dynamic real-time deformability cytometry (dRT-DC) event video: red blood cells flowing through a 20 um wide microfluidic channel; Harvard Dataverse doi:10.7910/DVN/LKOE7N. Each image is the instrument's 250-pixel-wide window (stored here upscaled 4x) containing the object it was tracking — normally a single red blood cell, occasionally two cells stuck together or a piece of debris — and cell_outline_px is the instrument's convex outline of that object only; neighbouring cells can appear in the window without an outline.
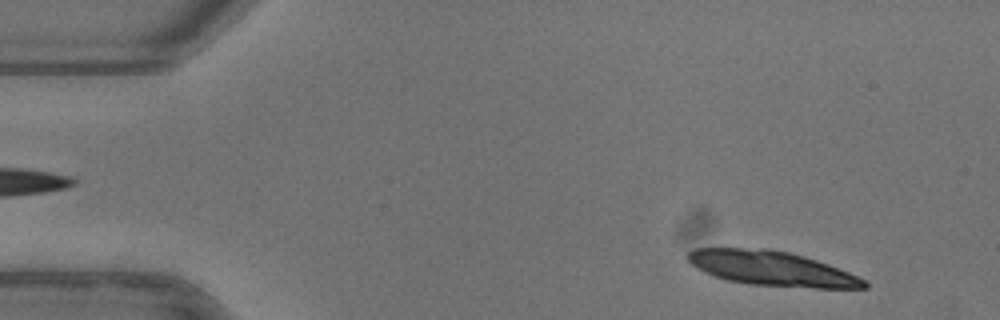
{"species": "common noctule bat (a hibernating species)", "species_latin": "Nyctalus noctula", "temperature_condition": "warm", "stored_images_in_passage": 50, "camera_frame_rate_fps": 3000, "um_per_image_px": 0.085, "animal": {"sex": "female"}, "frame": {"image": 1, "passage_image": 3, "time_ms": 0.667, "image_size_px": [1000, 320], "cell_outline_px": [[868, 288], [812, 288], [748, 284], [728, 280], [704, 272], [696, 268], [688, 260], [688, 252], [696, 248], [768, 248], [788, 252], [804, 256], [828, 264], [848, 272], [864, 280], [868, 284]], "centroid_in_image_um": [65.59, 22.82], "position_along_channel_um": 19.4, "area_um2": 35.43}}
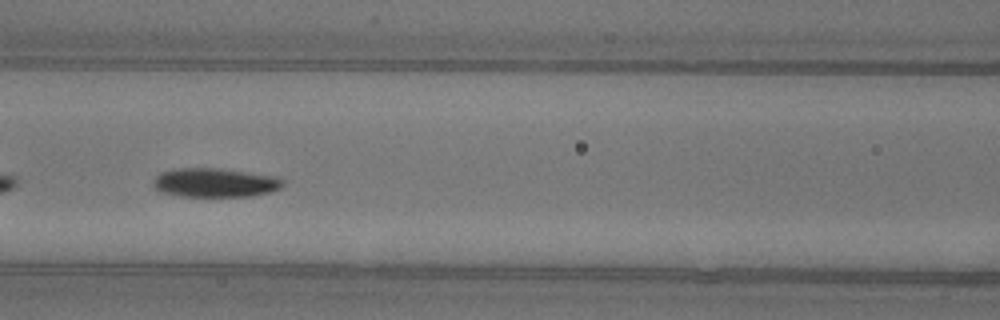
{"frame": {"image": 2, "passage_image": 21, "time_ms": 6.667, "image_size_px": [1000, 320], "cell_outline_px": [[284, 184], [280, 188], [272, 192], [252, 196], [180, 196], [164, 192], [156, 188], [152, 184], [152, 180], [160, 172], [180, 168], [216, 168], [280, 176], [284, 180]], "centroid_in_image_um": [18.33, 15.52], "position_along_channel_um": 148.3, "area_um2": 22.02}, "authors_computed_cell_mechanics": {"area_um2": 21.9062, "velocity_mm_per_s": 3.9255, "shape_relaxation_time_tau1_ms": 2.5798, "shape_relaxation_time_tau2_ms": 3.1939, "deformation_change_tau1": 0.1404, "deformation_change_tau2": 0.049}}